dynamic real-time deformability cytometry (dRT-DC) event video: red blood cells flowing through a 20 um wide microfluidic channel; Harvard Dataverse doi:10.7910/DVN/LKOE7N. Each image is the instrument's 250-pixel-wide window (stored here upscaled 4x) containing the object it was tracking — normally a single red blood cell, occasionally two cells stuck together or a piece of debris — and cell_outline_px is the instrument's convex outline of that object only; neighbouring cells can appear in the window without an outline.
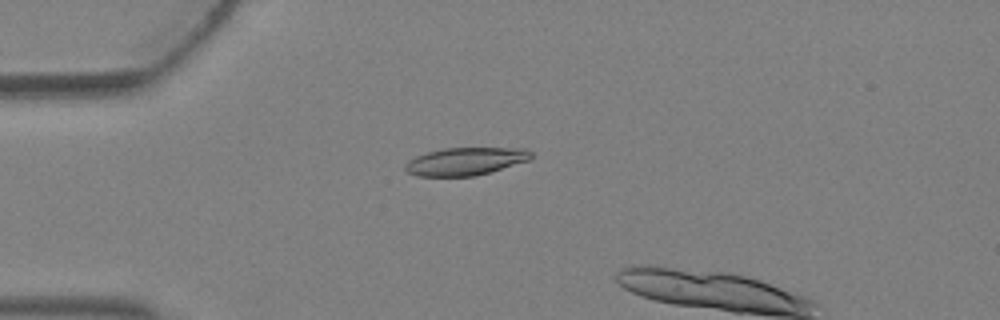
{"species": "Egyptian fruit bat (a non-hibernating species)", "species_latin": "Rousettus aegyptiacus", "temperature_condition": "warm", "stored_images_in_passage": 4, "camera_frame_rate_fps": 3000, "um_per_image_px": 0.085, "animal": {"sex": "female"}, "frame": {"image": 1, "passage_image": 3, "time_ms": 0.667, "image_size_px": [1000, 320], "cell_outline_px": [[532, 156], [528, 160], [488, 172], [472, 176], [416, 176], [408, 172], [404, 168], [404, 164], [408, 160], [416, 156], [428, 152], [444, 148], [524, 148], [532, 152]], "centroid_in_image_um": [39.52, 13.71], "position_along_channel_um": 45.5, "area_um2": 20.11}}